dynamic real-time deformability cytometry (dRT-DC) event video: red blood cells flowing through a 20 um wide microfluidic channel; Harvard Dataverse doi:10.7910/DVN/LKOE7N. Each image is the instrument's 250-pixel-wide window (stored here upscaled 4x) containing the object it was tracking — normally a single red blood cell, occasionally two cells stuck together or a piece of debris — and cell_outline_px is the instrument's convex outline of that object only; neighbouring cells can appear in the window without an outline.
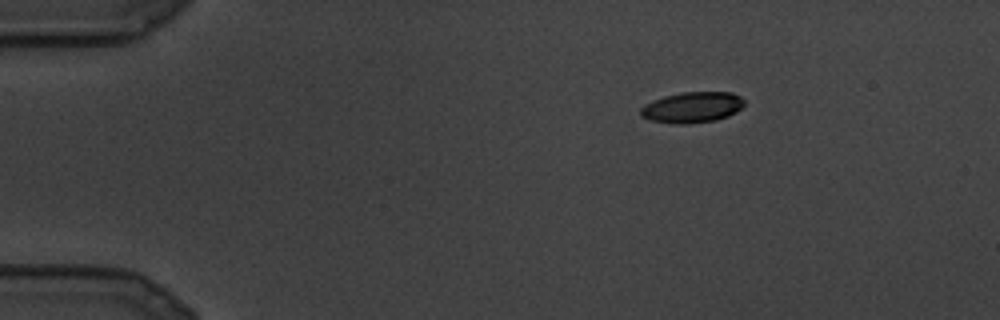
{"species": "common noctule bat (a hibernating species)", "species_latin": "Nyctalus noctula", "temperature_condition": "cold", "stored_images_in_passage": 17, "camera_frame_rate_fps": 3000, "um_per_image_px": 0.085, "animal": {"sex": "male", "body_mass_g": 19.5, "forearm_length_mm": 54.6}, "frame": {"image": 1, "passage_image": 1, "time_ms": 0.0, "image_size_px": [1000, 320], "cell_outline_px": [[744, 104], [736, 112], [728, 116], [716, 120], [688, 124], [676, 124], [652, 120], [640, 116], [640, 108], [644, 104], [652, 100], [664, 96], [680, 92], [732, 92], [740, 96], [744, 100]], "centroid_in_image_um": [58.82, 9.12], "position_along_channel_um": 26.2, "area_um2": 18.73}}
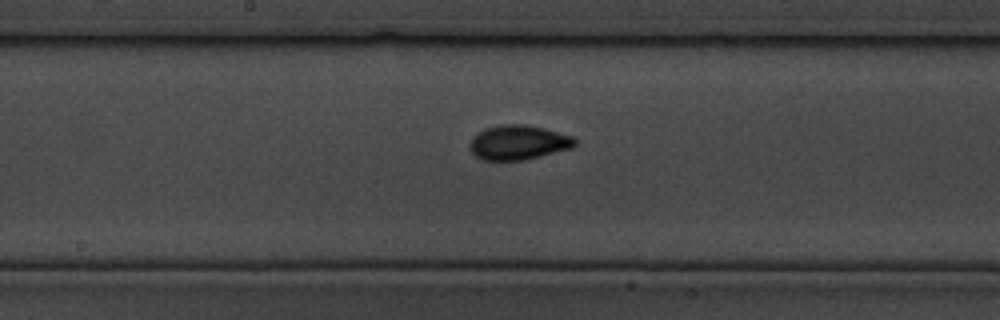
{"frame": {"image": 2, "passage_image": 11, "time_ms": 3.333, "image_size_px": [1000, 320], "cell_outline_px": [[576, 144], [572, 148], [524, 160], [480, 160], [472, 152], [472, 136], [476, 132], [500, 124], [524, 124], [544, 128], [572, 136], [576, 140]], "centroid_in_image_um": [44.07, 12.1], "position_along_channel_um": 204.1, "area_um2": 21.04}}
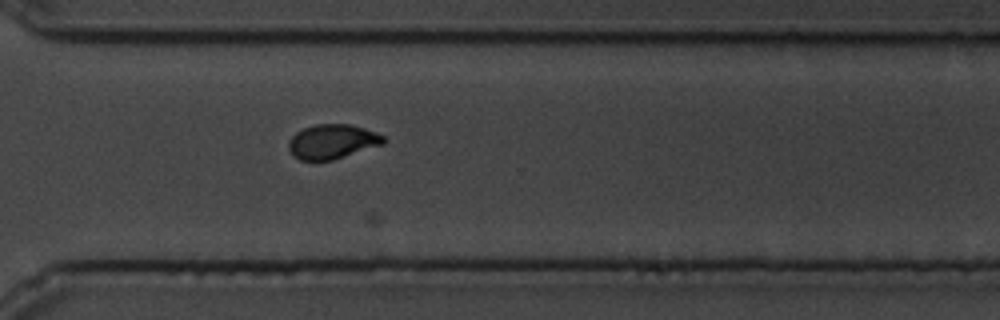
{"frame": {"image": 3, "passage_image": 17, "time_ms": 5.333, "image_size_px": [1000, 320], "cell_outline_px": [[384, 144], [332, 160], [300, 160], [292, 156], [288, 148], [288, 140], [296, 132], [304, 128], [316, 124], [348, 124], [364, 128], [376, 132], [384, 136]], "centroid_in_image_um": [28.22, 12.03], "position_along_channel_um": 342.4, "area_um2": 19.07}}